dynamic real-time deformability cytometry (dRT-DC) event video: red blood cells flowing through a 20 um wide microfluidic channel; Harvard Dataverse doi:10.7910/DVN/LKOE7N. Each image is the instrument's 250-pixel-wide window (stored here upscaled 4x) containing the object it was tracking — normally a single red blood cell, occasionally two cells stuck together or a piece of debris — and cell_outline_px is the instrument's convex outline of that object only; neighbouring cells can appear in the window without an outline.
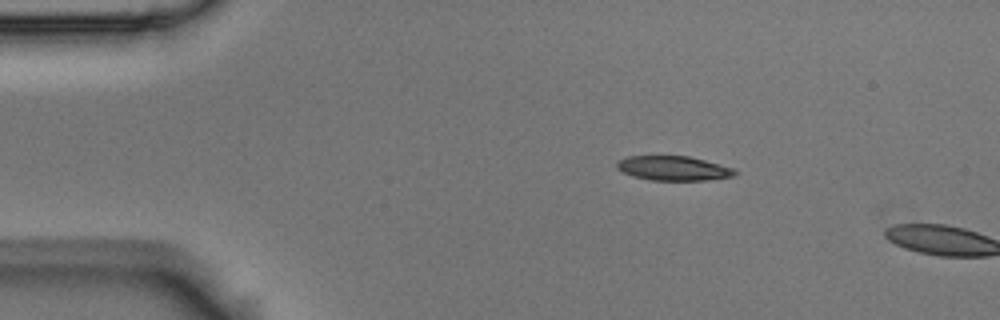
{"species": "Egyptian fruit bat (a non-hibernating species)", "species_latin": "Rousettus aegyptiacus", "temperature_condition": "room temperature", "stored_images_in_passage": 2, "camera_frame_rate_fps": 3000, "um_per_image_px": 0.085, "animal": {"sex": "male"}, "frame": {"image": 1, "passage_image": 1, "time_ms": 0.0, "image_size_px": [1000, 320], "cell_outline_px": [[736, 172], [732, 176], [708, 180], [652, 180], [632, 176], [616, 168], [616, 164], [620, 160], [628, 156], [688, 156], [736, 168]], "centroid_in_image_um": [57.25, 14.3], "position_along_channel_um": 27.8, "area_um2": 16.7}}